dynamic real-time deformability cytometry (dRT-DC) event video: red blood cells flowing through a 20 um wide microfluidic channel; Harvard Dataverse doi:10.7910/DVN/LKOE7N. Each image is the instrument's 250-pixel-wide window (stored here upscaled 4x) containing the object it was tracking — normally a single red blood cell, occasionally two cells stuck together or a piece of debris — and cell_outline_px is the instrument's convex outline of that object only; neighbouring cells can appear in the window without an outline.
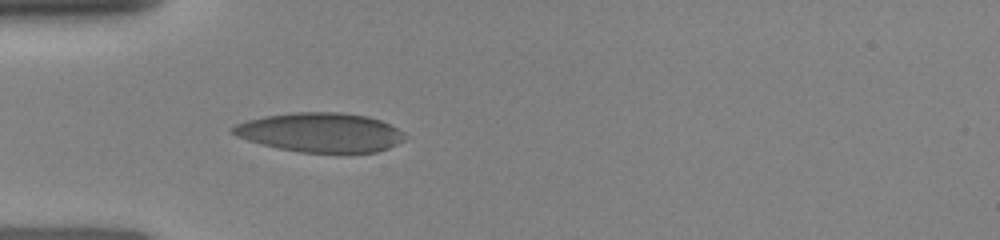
{"species": "human", "species_latin": "Homo sapiens", "temperature_condition": "room temperature", "stored_images_in_passage": 2, "camera_frame_rate_fps": 3000, "um_per_image_px": 0.085, "donor": {"sex": "female"}, "frame": {"image": 1, "passage_image": 2, "time_ms": 0.667, "image_size_px": [1000, 240], "cell_outline_px": [[404, 140], [388, 148], [376, 152], [300, 152], [280, 148], [248, 140], [236, 136], [228, 128], [236, 124], [248, 120], [264, 116], [296, 112], [340, 112], [368, 116], [380, 120], [404, 132]], "centroid_in_image_um": [27.22, 11.24], "position_along_channel_um": 57.8, "area_um2": 39.07}}